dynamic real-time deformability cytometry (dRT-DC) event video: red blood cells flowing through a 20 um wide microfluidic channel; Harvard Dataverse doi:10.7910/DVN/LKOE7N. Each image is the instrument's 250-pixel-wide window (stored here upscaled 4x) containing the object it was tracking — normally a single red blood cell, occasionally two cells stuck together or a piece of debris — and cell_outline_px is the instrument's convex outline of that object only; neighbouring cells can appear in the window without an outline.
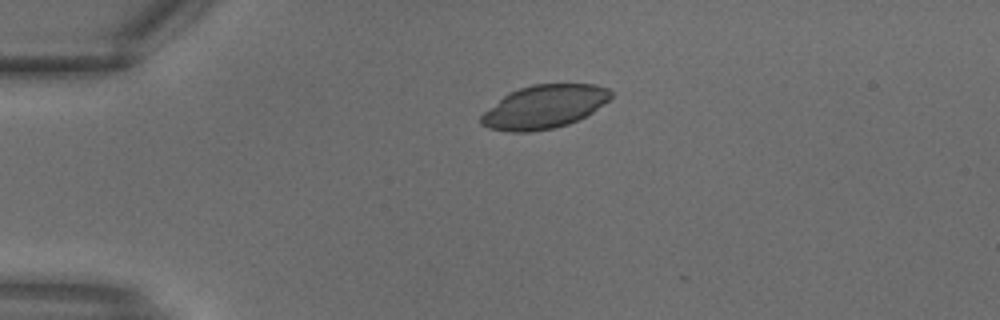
{"species": "common noctule bat (a hibernating species)", "species_latin": "Nyctalus noctula", "temperature_condition": "warm", "stored_images_in_passage": 9, "camera_frame_rate_fps": 3000, "um_per_image_px": 0.085, "animal": {"sex": "male", "body_mass_g": 18.8}, "frame": {"image": 1, "passage_image": 1, "time_ms": 0.0, "image_size_px": [1000, 320], "cell_outline_px": [[612, 96], [608, 100], [592, 112], [568, 124], [556, 128], [532, 132], [508, 132], [488, 128], [480, 124], [480, 116], [484, 112], [508, 92], [532, 84], [596, 84], [608, 88], [612, 92]], "centroid_in_image_um": [46.23, 9.08], "position_along_channel_um": 38.8, "area_um2": 32.83}}